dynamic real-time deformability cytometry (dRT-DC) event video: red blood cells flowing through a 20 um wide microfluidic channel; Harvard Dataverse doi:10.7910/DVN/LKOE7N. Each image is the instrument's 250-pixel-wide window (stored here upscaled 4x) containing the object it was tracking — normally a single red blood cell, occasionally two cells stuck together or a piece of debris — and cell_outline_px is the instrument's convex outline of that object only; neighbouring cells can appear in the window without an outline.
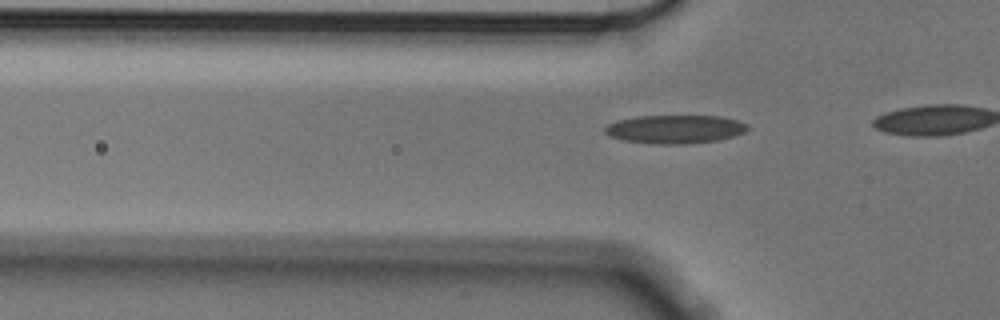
{"species": "Egyptian fruit bat (a non-hibernating species)", "species_latin": "Rousettus aegyptiacus", "temperature_condition": "cold", "stored_images_in_passage": 17, "camera_frame_rate_fps": 3000, "um_per_image_px": 0.085, "animal": {"sex": "male"}, "frame": {"image": 1, "passage_image": 14, "time_ms": 4.333, "image_size_px": [1000, 320], "cell_outline_px": [[748, 128], [744, 132], [732, 136], [716, 140], [684, 144], [652, 144], [624, 140], [608, 136], [604, 132], [604, 128], [608, 124], [616, 120], [640, 116], [720, 116], [736, 120], [748, 124]], "centroid_in_image_um": [57.33, 10.98], "position_along_channel_um": 68.5, "area_um2": 23.58}}